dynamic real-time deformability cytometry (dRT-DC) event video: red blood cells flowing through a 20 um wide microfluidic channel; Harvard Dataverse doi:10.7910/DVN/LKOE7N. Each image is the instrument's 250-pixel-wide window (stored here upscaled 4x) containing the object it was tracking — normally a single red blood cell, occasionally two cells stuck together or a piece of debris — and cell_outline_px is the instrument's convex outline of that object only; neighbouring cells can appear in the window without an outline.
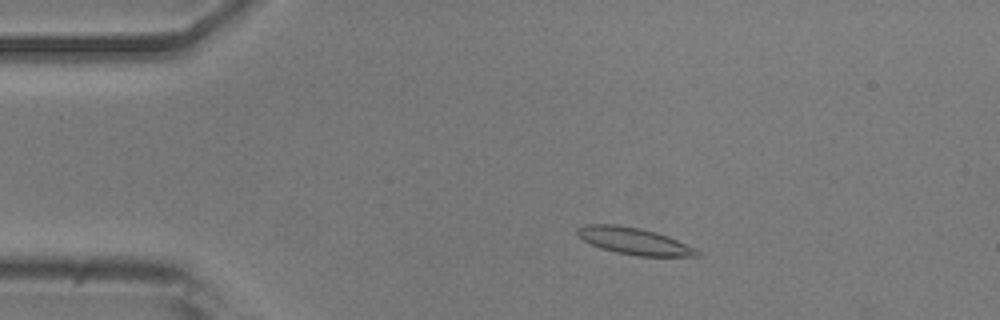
{"species": "common noctule bat (a hibernating species)", "species_latin": "Nyctalus noctula", "temperature_condition": "room temperature", "stored_images_in_passage": 52, "camera_frame_rate_fps": 3000, "um_per_image_px": 0.085, "animal": {"sex": "male", "body_mass_g": 20.5, "forearm_length_mm": 52.5}, "frame": {"image": 1, "passage_image": 9, "time_ms": 2.667, "image_size_px": [1000, 320], "cell_outline_px": [[704, 256], [636, 256], [616, 252], [600, 248], [584, 240], [576, 232], [576, 228], [584, 224], [616, 224], [640, 228], [656, 232], [668, 236], [696, 248]], "centroid_in_image_um": [53.92, 20.49], "position_along_channel_um": 31.1, "area_um2": 18.79}}
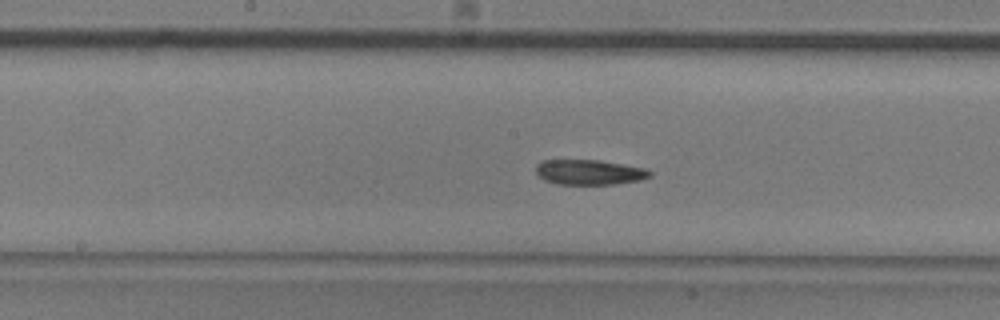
{"frame": {"image": 2, "passage_image": 26, "time_ms": 8.333, "image_size_px": [1000, 320], "cell_outline_px": [[652, 176], [640, 180], [616, 184], [556, 184], [544, 180], [536, 172], [536, 164], [544, 160], [600, 160], [644, 168], [652, 172]], "centroid_in_image_um": [50.1, 14.64], "position_along_channel_um": 198.1, "area_um2": 16.65}}
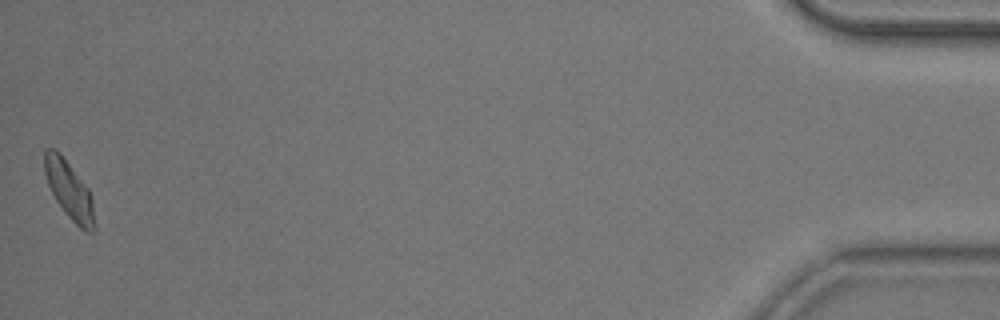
{"frame": {"image": 3, "passage_image": 52, "time_ms": 17.0, "image_size_px": [1000, 320], "cell_outline_px": [[96, 232], [84, 232], [68, 216], [56, 200], [48, 184], [44, 172], [44, 152], [48, 148], [56, 148], [60, 152], [88, 188], [92, 200], [96, 228]], "centroid_in_image_um": [5.9, 16.17], "position_along_channel_um": 429.3, "area_um2": 16.88}, "authors_computed_cell_mechanics": {"area_um2": 17.3111, "velocity_mm_per_s": 3.7848, "shape_relaxation_time_tau1_ms": 3.5486, "shape_relaxation_time_tau2_ms": 4.5627, "deformation_change_tau1": 0.1461, "deformation_change_tau2": 0.0991}}